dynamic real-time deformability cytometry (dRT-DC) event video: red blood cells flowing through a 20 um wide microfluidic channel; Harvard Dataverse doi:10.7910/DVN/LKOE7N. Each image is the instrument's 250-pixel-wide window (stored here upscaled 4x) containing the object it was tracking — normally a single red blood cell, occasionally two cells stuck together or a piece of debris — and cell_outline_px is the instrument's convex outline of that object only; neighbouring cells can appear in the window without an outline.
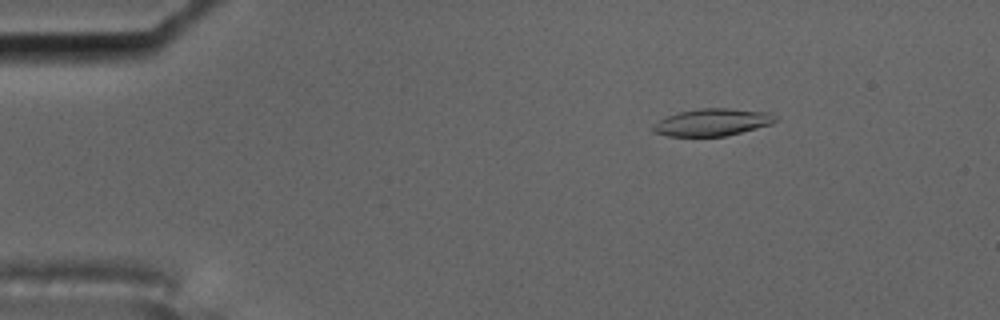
{"species": "common noctule bat (a hibernating species)", "species_latin": "Nyctalus noctula", "temperature_condition": "cold", "stored_images_in_passage": 6, "camera_frame_rate_fps": 3000, "um_per_image_px": 0.085, "animal": {"sex": "male", "body_mass_g": 17.5, "forearm_length_mm": 52.3}, "frame": {"image": 1, "passage_image": 3, "time_ms": 0.667, "image_size_px": [1000, 320], "cell_outline_px": [[780, 120], [772, 124], [724, 136], [668, 136], [652, 132], [652, 128], [660, 120], [668, 116], [680, 112], [696, 108], [728, 108], [768, 112], [776, 116]], "centroid_in_image_um": [60.58, 10.39], "position_along_channel_um": 24.4, "area_um2": 19.31}}